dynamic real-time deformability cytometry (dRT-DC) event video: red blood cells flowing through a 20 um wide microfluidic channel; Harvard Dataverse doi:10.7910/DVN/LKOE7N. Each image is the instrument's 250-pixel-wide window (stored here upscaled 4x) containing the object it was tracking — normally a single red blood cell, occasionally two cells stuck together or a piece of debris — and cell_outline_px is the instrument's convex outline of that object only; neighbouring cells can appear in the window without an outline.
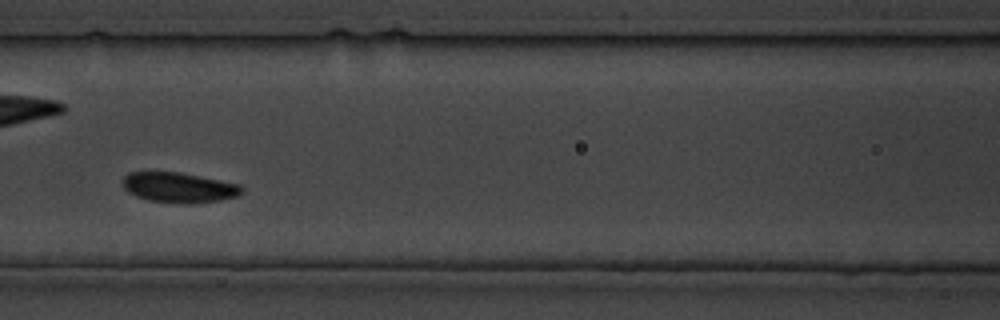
{"species": "common noctule bat (a hibernating species)", "species_latin": "Nyctalus noctula", "temperature_condition": "cold", "stored_images_in_passage": 27, "camera_frame_rate_fps": 3000, "um_per_image_px": 0.085, "animal": {"sex": "male", "body_mass_g": 19.5, "forearm_length_mm": 54.6}, "frame": {"image": 1, "passage_image": 8, "time_ms": 8.0, "image_size_px": [1000, 320], "cell_outline_px": [[244, 188], [240, 196], [220, 200], [192, 204], [184, 204], [148, 200], [136, 196], [128, 192], [124, 188], [124, 176], [128, 172], [180, 172], [240, 184]], "centroid_in_image_um": [15.25, 15.94], "position_along_channel_um": 151.4, "area_um2": 21.04}}
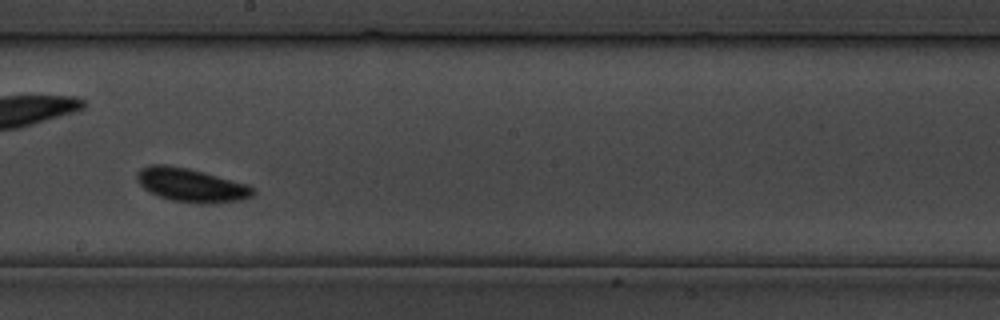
{"frame": {"image": 2, "passage_image": 12, "time_ms": 13.333, "image_size_px": [1000, 320], "cell_outline_px": [[256, 192], [252, 196], [240, 200], [208, 204], [200, 204], [172, 200], [160, 196], [144, 188], [136, 180], [136, 172], [140, 168], [148, 164], [168, 164], [188, 168], [204, 172], [248, 184], [256, 188]], "centroid_in_image_um": [16.26, 15.72], "position_along_channel_um": 231.9, "area_um2": 22.95}}